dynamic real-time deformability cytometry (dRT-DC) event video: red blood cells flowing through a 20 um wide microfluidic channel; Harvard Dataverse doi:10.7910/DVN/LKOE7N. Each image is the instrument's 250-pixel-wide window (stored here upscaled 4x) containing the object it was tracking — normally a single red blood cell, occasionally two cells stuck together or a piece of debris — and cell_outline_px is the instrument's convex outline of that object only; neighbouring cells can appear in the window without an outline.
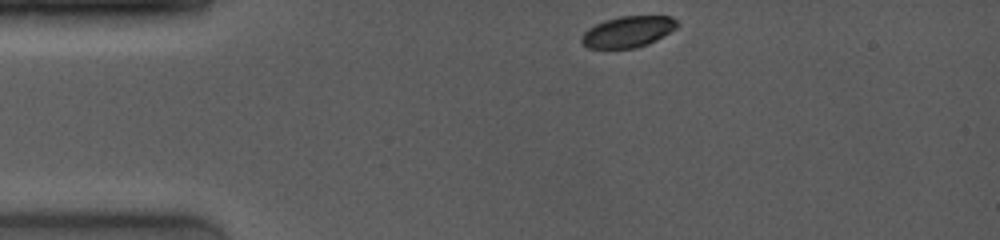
{"species": "common noctule bat (a hibernating species)", "species_latin": "Nyctalus noctula", "temperature_condition": "room temperature", "stored_images_in_passage": 29, "camera_frame_rate_fps": 4000, "um_per_image_px": 0.085, "animal": {"sex": "female", "body_mass_g": 19.0, "forearm_length_mm": 53.3}, "frame": {"image": 1, "passage_image": 1, "time_ms": 0.0, "image_size_px": [1000, 240], "cell_outline_px": [[680, 24], [676, 28], [656, 40], [648, 44], [636, 48], [588, 48], [580, 40], [580, 36], [588, 28], [604, 20], [620, 16], [672, 16]], "centroid_in_image_um": [53.37, 2.69], "position_along_channel_um": 31.6, "area_um2": 17.4}}
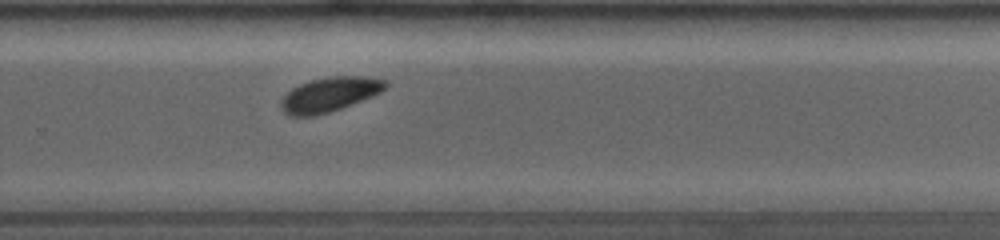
{"frame": {"image": 2, "passage_image": 21, "time_ms": 8.0, "image_size_px": [1000, 240], "cell_outline_px": [[388, 84], [380, 92], [372, 96], [340, 108], [316, 116], [288, 116], [280, 108], [280, 100], [292, 88], [300, 84], [312, 80], [328, 76], [368, 76], [388, 80]], "centroid_in_image_um": [28.0, 8.02], "position_along_channel_um": 301.8, "area_um2": 20.98}}
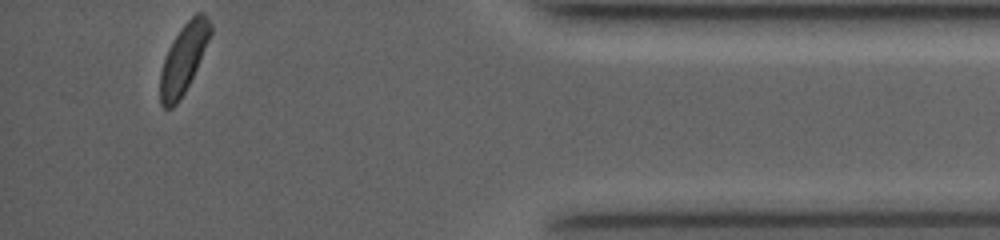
{"frame": {"image": 3, "passage_image": 29, "time_ms": 11.75, "image_size_px": [1000, 240], "cell_outline_px": [[212, 32], [196, 68], [180, 100], [172, 108], [164, 108], [160, 104], [160, 72], [168, 48], [172, 40], [180, 28], [196, 12], [204, 12], [208, 16], [212, 28]], "centroid_in_image_um": [15.59, 4.96], "position_along_channel_um": 419.6, "area_um2": 20.06}, "authors_computed_cell_mechanics": {"area_um2": 20.7502, "velocity_mm_per_s": 4.0044, "shape_relaxation_time_tau1_ms": 1.2192, "shape_relaxation_time_tau2_ms": null, "deformation_change_tau1": 0.0614, "deformation_change_tau2": null}}